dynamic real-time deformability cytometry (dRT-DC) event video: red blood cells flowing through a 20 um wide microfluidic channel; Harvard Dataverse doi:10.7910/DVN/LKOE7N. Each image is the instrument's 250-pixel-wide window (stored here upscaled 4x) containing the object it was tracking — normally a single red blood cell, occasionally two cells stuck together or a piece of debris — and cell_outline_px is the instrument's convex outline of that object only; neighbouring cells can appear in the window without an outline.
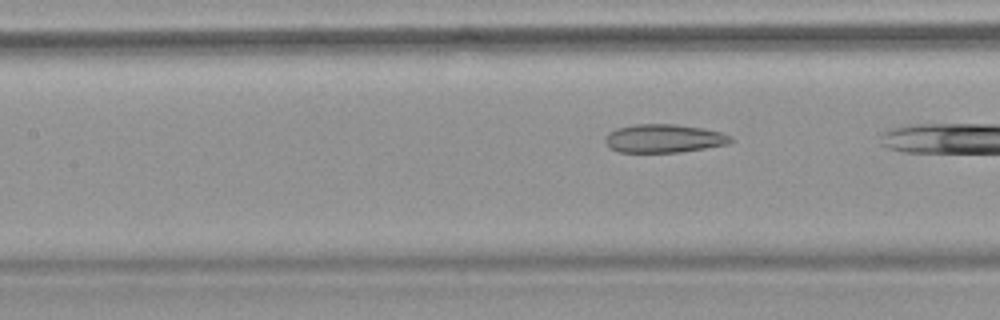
{"species": "common noctule bat (a hibernating species)", "species_latin": "Nyctalus noctula", "temperature_condition": "warm", "stored_images_in_passage": 6, "camera_frame_rate_fps": 3000, "um_per_image_px": 0.085, "animal": {"sex": "female", "body_mass_g": 18.4}, "frame": {"image": 1, "passage_image": 6, "time_ms": 7.333, "image_size_px": [1000, 320], "cell_outline_px": [[736, 140], [728, 144], [680, 152], [620, 152], [612, 148], [604, 140], [604, 136], [608, 132], [616, 128], [636, 124], [676, 124], [704, 128], [720, 132], [732, 136]], "centroid_in_image_um": [56.46, 11.76], "position_along_channel_um": 150.9, "area_um2": 20.87}}